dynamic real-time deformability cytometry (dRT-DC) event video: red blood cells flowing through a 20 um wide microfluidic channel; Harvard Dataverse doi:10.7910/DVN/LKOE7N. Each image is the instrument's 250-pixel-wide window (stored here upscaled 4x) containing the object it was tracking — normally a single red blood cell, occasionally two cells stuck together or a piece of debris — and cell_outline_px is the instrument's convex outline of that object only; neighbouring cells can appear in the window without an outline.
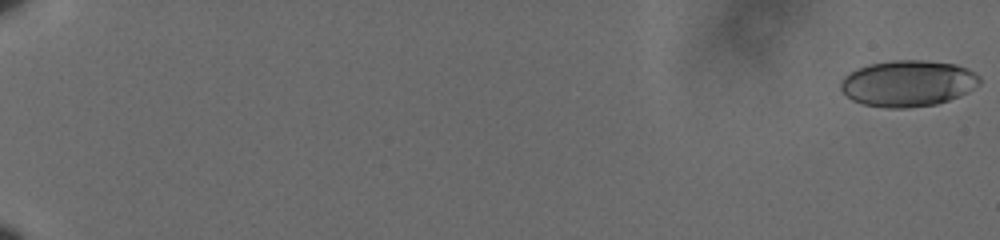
{"species": "human", "species_latin": "Homo sapiens", "temperature_condition": "cold", "stored_images_in_passage": 61, "camera_frame_rate_fps": 3000, "um_per_image_px": 0.085, "donor": {"sex": "male"}, "frame": {"image": 1, "passage_image": 1, "time_ms": 0.0, "image_size_px": [1000, 240], "cell_outline_px": [[980, 84], [968, 92], [960, 96], [936, 104], [908, 108], [888, 108], [864, 104], [852, 100], [840, 88], [840, 84], [844, 76], [856, 68], [868, 64], [892, 60], [924, 60], [956, 64], [968, 68], [976, 72], [980, 76]], "centroid_in_image_um": [77.2, 7.08], "position_along_channel_um": 7.8, "area_um2": 37.69}}
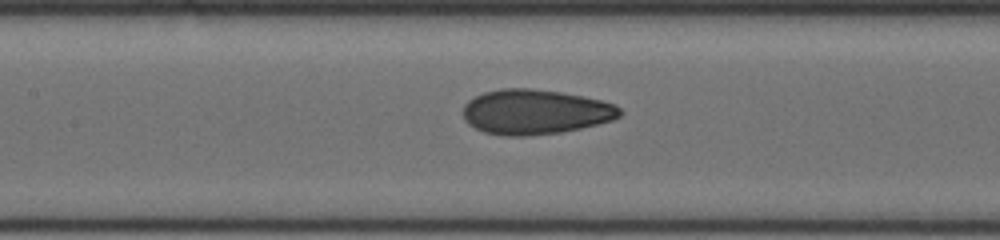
{"frame": {"image": 2, "passage_image": 33, "time_ms": 10.667, "image_size_px": [1000, 240], "cell_outline_px": [[624, 112], [620, 116], [612, 120], [580, 128], [560, 132], [528, 136], [504, 136], [484, 132], [468, 124], [464, 120], [464, 104], [468, 100], [484, 92], [500, 88], [532, 88], [560, 92], [600, 100], [616, 104]], "centroid_in_image_um": [45.48, 9.51], "position_along_channel_um": 161.9, "area_um2": 41.04}}
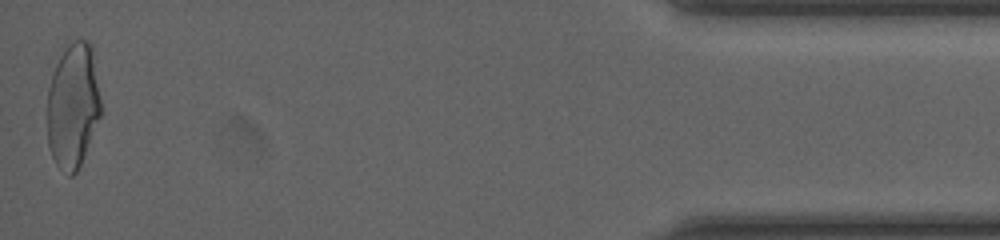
{"frame": {"image": 3, "passage_image": 61, "time_ms": 20.0, "image_size_px": [1000, 240], "cell_outline_px": [[100, 116], [80, 164], [76, 172], [72, 176], [68, 176], [56, 164], [52, 156], [48, 144], [48, 88], [56, 64], [60, 56], [68, 44], [76, 40], [88, 40], [92, 44], [100, 100]], "centroid_in_image_um": [6.2, 8.97], "position_along_channel_um": 429.0, "area_um2": 38.61}, "authors_computed_cell_mechanics": {"area_um2": 38.726, "velocity_mm_per_s": 3.6188, "shape_relaxation_time_tau1_ms": 5.4305, "shape_relaxation_time_tau2_ms": 1.3256, "deformation_change_tau1": 0.1461, "deformation_change_tau2": 0.0742}}